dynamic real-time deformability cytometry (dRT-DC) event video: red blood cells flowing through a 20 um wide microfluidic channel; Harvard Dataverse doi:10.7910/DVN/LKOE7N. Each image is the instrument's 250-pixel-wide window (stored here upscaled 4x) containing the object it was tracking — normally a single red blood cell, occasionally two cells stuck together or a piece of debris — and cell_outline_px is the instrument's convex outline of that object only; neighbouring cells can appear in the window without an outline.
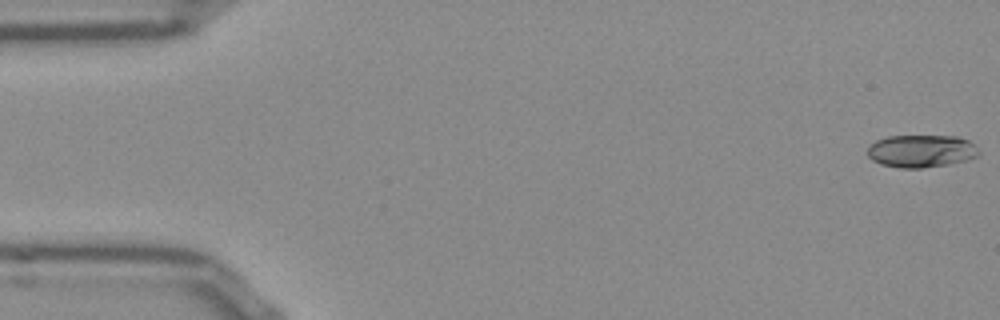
{"species": "Egyptian fruit bat (a non-hibernating species)", "species_latin": "Rousettus aegyptiacus", "temperature_condition": "room temperature", "stored_images_in_passage": 9, "camera_frame_rate_fps": 3000, "um_per_image_px": 0.085, "frame": {"image": 1, "passage_image": 1, "time_ms": 0.0, "image_size_px": [1000, 320], "cell_outline_px": [[980, 152], [976, 156], [968, 160], [948, 164], [920, 168], [900, 168], [880, 164], [872, 160], [868, 156], [868, 148], [876, 140], [888, 136], [956, 136], [968, 140]], "centroid_in_image_um": [78.29, 12.84], "position_along_channel_um": 6.7, "area_um2": 21.04}}